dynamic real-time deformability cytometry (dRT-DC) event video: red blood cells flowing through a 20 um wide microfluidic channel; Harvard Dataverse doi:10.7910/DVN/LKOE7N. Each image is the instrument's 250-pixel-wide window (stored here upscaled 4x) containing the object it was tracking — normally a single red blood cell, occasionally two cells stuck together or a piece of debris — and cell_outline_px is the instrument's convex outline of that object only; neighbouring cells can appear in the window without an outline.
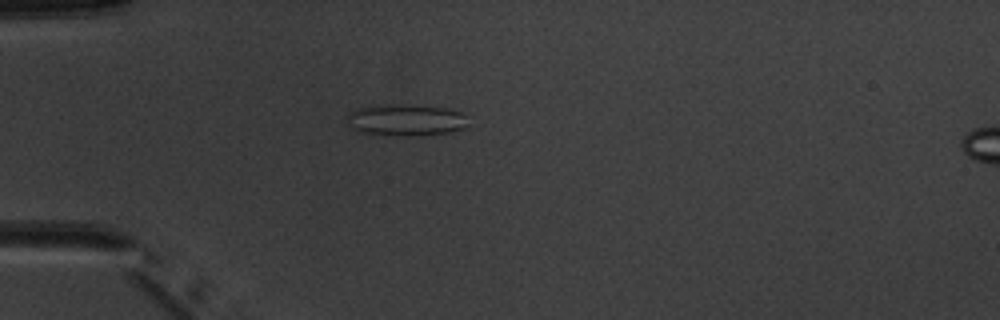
{"species": "common noctule bat (a hibernating species)", "species_latin": "Nyctalus noctula", "temperature_condition": "warm", "stored_images_in_passage": 4, "camera_frame_rate_fps": 3000, "um_per_image_px": 0.085, "animal": {"sex": "male", "body_mass_g": 20.1, "forearm_length_mm": 53.5}, "frame": {"image": 1, "passage_image": 4, "time_ms": 3.333, "image_size_px": [1000, 320], "cell_outline_px": [[464, 128], [448, 132], [416, 136], [404, 136], [360, 132], [352, 128], [348, 124], [348, 116], [356, 108], [392, 104], [412, 104], [448, 108], [460, 112], [464, 116]], "centroid_in_image_um": [34.48, 10.19], "position_along_channel_um": 50.5, "area_um2": 22.08}}